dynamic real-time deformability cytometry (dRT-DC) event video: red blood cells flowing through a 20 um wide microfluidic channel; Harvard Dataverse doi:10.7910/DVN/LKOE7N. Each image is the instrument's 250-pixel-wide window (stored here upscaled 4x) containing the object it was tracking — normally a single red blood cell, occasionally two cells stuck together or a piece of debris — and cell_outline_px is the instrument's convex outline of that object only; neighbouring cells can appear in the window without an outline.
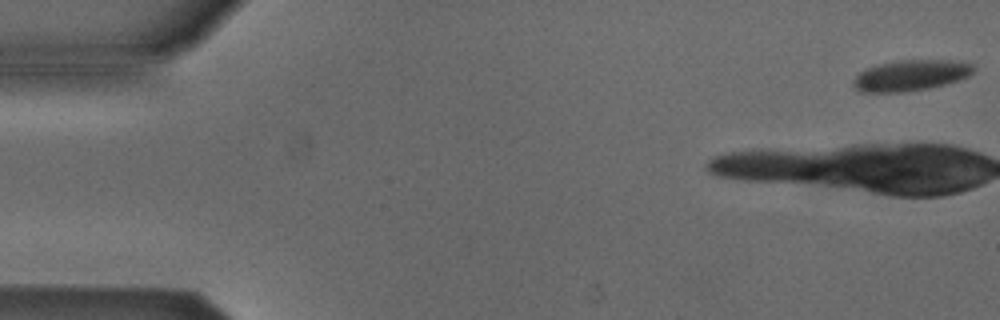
{"species": "Egyptian fruit bat (a non-hibernating species)", "species_latin": "Rousettus aegyptiacus", "temperature_condition": "cold", "stored_images_in_passage": 4, "camera_frame_rate_fps": 3000, "um_per_image_px": 0.085, "animal": {"sex": "male"}, "frame": {"image": 1, "passage_image": 4, "time_ms": 1.0, "image_size_px": [1000, 320], "cell_outline_px": [[976, 68], [968, 76], [944, 84], [928, 88], [900, 92], [860, 92], [852, 84], [852, 80], [860, 72], [868, 68], [880, 64], [896, 60], [948, 60], [976, 64]], "centroid_in_image_um": [77.4, 6.4], "position_along_channel_um": 7.6, "area_um2": 21.44}}